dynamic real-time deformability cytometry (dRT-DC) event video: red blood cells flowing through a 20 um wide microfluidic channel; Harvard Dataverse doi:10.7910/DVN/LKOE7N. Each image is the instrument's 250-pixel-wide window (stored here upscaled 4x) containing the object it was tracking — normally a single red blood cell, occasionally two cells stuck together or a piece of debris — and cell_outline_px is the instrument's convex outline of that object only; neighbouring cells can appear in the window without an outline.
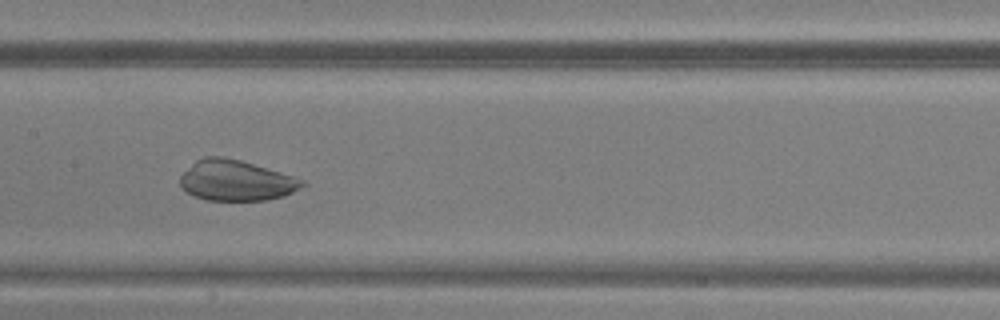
{"species": "common noctule bat (a hibernating species)", "species_latin": "Nyctalus noctula", "temperature_condition": "warm", "stored_images_in_passage": 41, "camera_frame_rate_fps": 3000, "um_per_image_px": 0.085, "animal": {"sex": "male", "body_mass_g": 20.5, "forearm_length_mm": 52.5}, "frame": {"image": 1, "passage_image": 23, "time_ms": 7.333, "image_size_px": [1000, 320], "cell_outline_px": [[308, 184], [284, 196], [268, 200], [208, 200], [196, 196], [188, 192], [180, 184], [180, 176], [196, 160], [204, 156], [220, 156], [240, 160], [280, 172], [304, 180]], "centroid_in_image_um": [20.09, 15.34], "position_along_channel_um": 187.3, "area_um2": 28.61}}
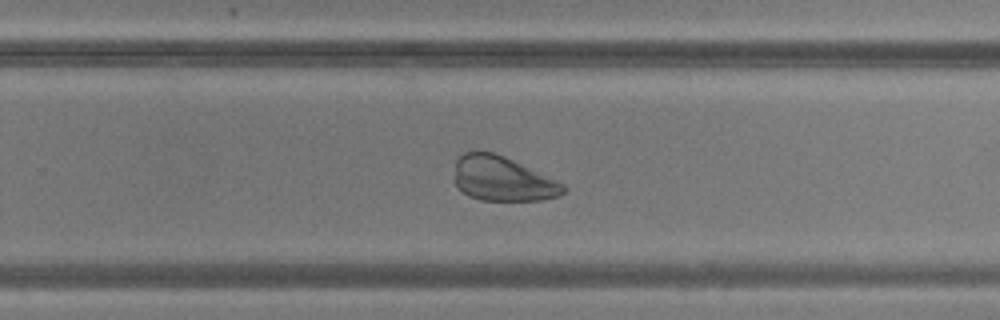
{"frame": {"image": 2, "passage_image": 30, "time_ms": 9.667, "image_size_px": [1000, 320], "cell_outline_px": [[564, 192], [556, 196], [544, 200], [480, 200], [468, 196], [456, 188], [452, 180], [456, 160], [464, 152], [476, 148], [492, 152], [512, 160], [556, 180], [564, 184]], "centroid_in_image_um": [42.6, 15.18], "position_along_channel_um": 287.2, "area_um2": 28.61}}
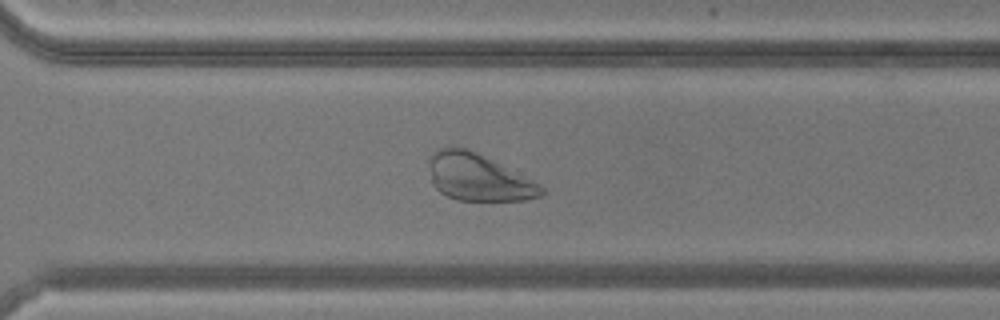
{"frame": {"image": 3, "passage_image": 33, "time_ms": 10.667, "image_size_px": [1000, 320], "cell_outline_px": [[544, 192], [540, 196], [524, 200], [456, 200], [440, 192], [432, 184], [428, 164], [428, 156], [436, 148], [468, 148], [540, 184], [544, 188]], "centroid_in_image_um": [40.6, 15.07], "position_along_channel_um": 330.0, "area_um2": 30.58}}